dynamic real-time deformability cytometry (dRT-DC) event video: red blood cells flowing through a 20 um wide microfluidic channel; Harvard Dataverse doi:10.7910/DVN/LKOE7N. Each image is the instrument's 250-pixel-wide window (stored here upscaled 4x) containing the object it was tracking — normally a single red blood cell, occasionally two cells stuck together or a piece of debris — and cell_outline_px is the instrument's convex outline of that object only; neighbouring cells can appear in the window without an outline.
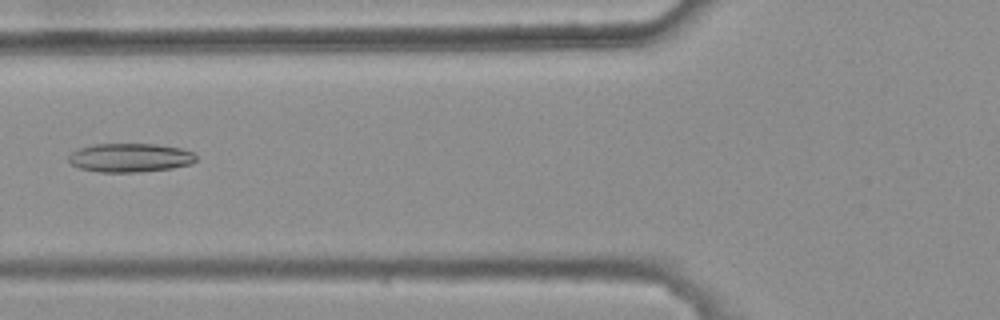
{"species": "common noctule bat (a hibernating species)", "species_latin": "Nyctalus noctula", "temperature_condition": "warm", "stored_images_in_passage": 6, "camera_frame_rate_fps": 3000, "um_per_image_px": 0.085, "animal": {"sex": "female", "body_mass_g": 25.1}, "frame": {"image": 1, "passage_image": 6, "time_ms": 1.667, "image_size_px": [1000, 320], "cell_outline_px": [[196, 160], [192, 164], [172, 168], [136, 172], [100, 172], [80, 168], [72, 164], [68, 160], [68, 156], [72, 152], [80, 148], [96, 144], [156, 144], [180, 148], [192, 152], [196, 156]], "centroid_in_image_um": [11.07, 13.4], "position_along_channel_um": 114.7, "area_um2": 21.27}}